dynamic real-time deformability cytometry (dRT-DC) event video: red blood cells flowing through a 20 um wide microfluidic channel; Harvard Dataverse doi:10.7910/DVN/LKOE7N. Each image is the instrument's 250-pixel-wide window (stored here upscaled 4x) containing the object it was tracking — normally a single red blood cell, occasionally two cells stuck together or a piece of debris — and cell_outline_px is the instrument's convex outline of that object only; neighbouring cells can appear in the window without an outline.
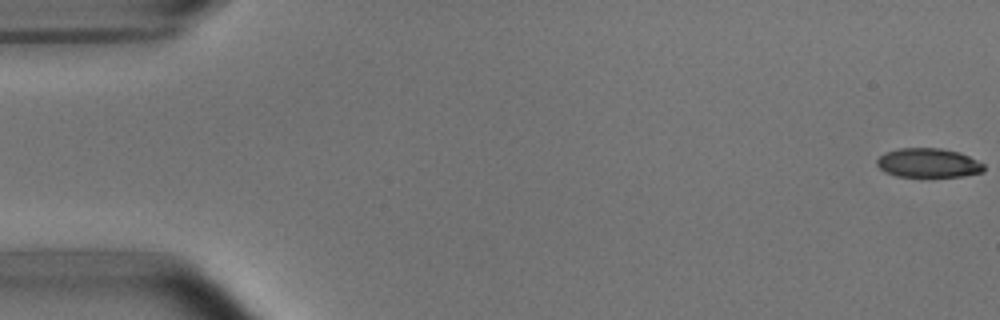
{"species": "common noctule bat (a hibernating species)", "species_latin": "Nyctalus noctula", "temperature_condition": "room temperature", "stored_images_in_passage": 5, "camera_frame_rate_fps": 3000, "um_per_image_px": 0.085, "animal": {"sex": "male", "body_mass_g": 15.6}, "frame": {"image": 1, "passage_image": 1, "time_ms": 0.0, "image_size_px": [1000, 320], "cell_outline_px": [[984, 172], [964, 176], [896, 176], [884, 172], [876, 164], [876, 160], [884, 152], [896, 148], [940, 148], [960, 152], [984, 164]], "centroid_in_image_um": [78.88, 13.84], "position_along_channel_um": 6.1, "area_um2": 18.26}}
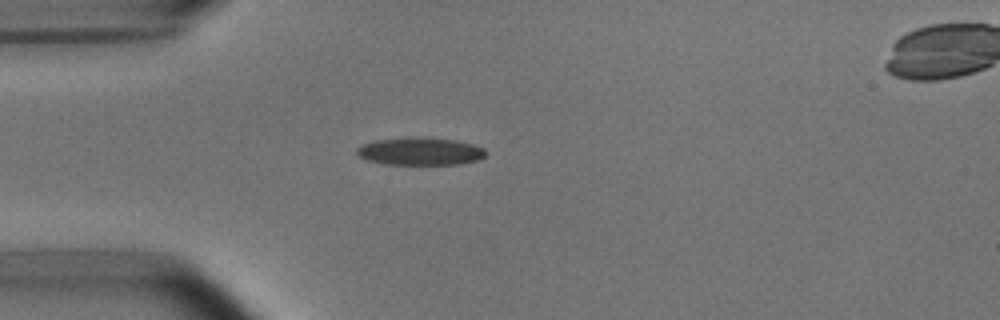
{"frame": {"image": 2, "passage_image": 5, "time_ms": 4.667, "image_size_px": [1000, 320], "cell_outline_px": [[488, 152], [480, 160], [460, 164], [384, 164], [368, 160], [360, 156], [356, 152], [356, 148], [364, 144], [376, 140], [412, 136], [416, 136], [456, 140], [472, 144], [484, 148]], "centroid_in_image_um": [35.75, 12.85], "position_along_channel_um": 49.2, "area_um2": 20.92}}